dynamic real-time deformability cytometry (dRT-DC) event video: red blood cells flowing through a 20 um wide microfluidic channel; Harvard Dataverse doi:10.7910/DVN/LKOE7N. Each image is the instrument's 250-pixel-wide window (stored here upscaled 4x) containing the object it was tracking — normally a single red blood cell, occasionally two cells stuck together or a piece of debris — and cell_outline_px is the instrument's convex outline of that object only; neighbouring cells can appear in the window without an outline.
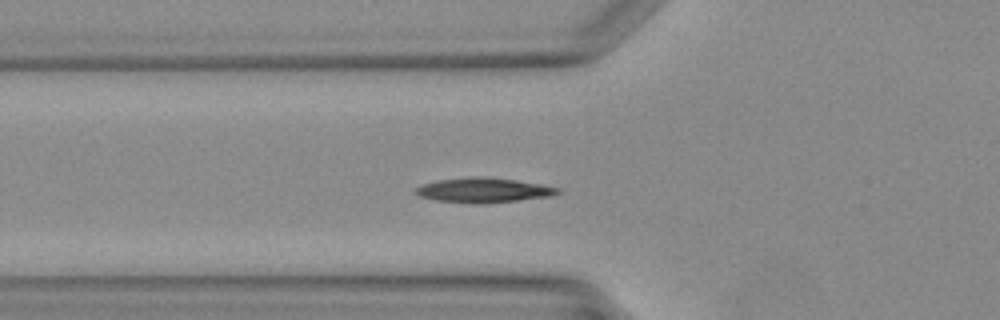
{"species": "Egyptian fruit bat (a non-hibernating species)", "species_latin": "Rousettus aegyptiacus", "temperature_condition": "warm", "stored_images_in_passage": 31, "camera_frame_rate_fps": 3000, "um_per_image_px": 0.085, "animal": {"sex": "female"}, "frame": {"image": 1, "passage_image": 5, "time_ms": 1.333, "image_size_px": [1000, 320], "cell_outline_px": [[560, 192], [552, 196], [520, 200], [484, 204], [468, 204], [436, 200], [420, 196], [412, 192], [420, 184], [440, 180], [516, 180], [540, 184], [560, 188]], "centroid_in_image_um": [41.11, 16.24], "position_along_channel_um": 84.7, "area_um2": 19.48}}
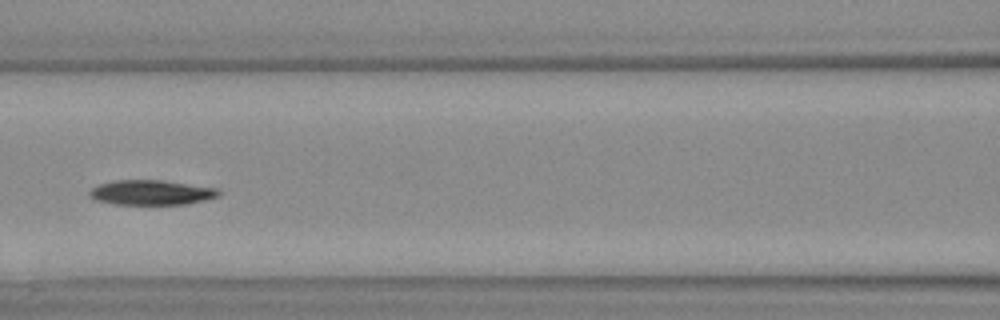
{"frame": {"image": 2, "passage_image": 9, "time_ms": 2.667, "image_size_px": [1000, 320], "cell_outline_px": [[220, 192], [216, 196], [204, 200], [184, 204], [112, 204], [96, 200], [88, 196], [88, 192], [92, 188], [100, 184], [116, 180], [164, 180], [220, 188]], "centroid_in_image_um": [12.85, 16.35], "position_along_channel_um": 153.8, "area_um2": 18.73}}
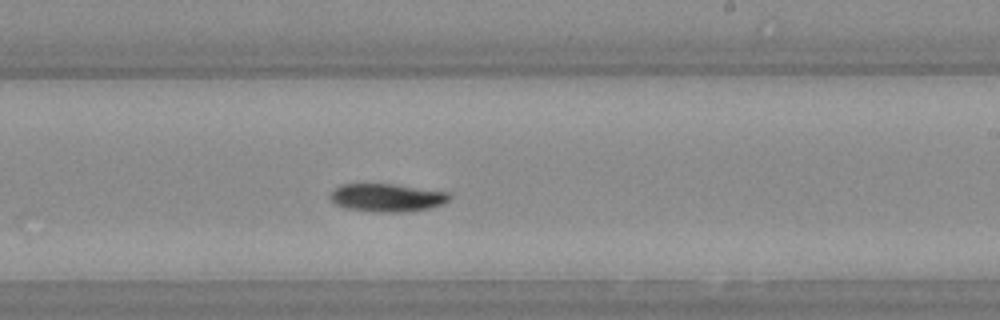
{"frame": {"image": 3, "passage_image": 15, "time_ms": 4.667, "image_size_px": [1000, 320], "cell_outline_px": [[452, 196], [444, 204], [428, 208], [408, 212], [376, 212], [348, 208], [336, 204], [328, 196], [340, 184], [388, 184], [448, 192]], "centroid_in_image_um": [32.9, 16.81], "position_along_channel_um": 256.1, "area_um2": 19.25}}